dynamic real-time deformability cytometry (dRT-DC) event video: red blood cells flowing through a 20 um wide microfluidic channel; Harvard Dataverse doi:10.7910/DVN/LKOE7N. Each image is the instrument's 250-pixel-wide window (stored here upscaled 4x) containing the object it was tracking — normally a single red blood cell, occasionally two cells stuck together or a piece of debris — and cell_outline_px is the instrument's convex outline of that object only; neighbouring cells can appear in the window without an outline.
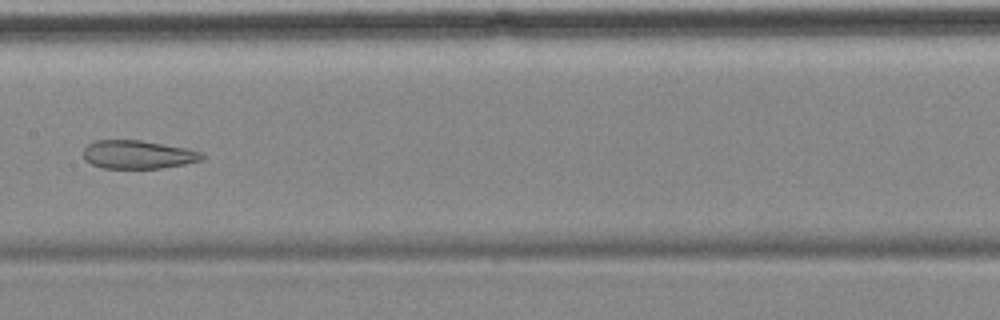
{"species": "common noctule bat (a hibernating species)", "species_latin": "Nyctalus noctula", "temperature_condition": "cold", "stored_images_in_passage": 12, "camera_frame_rate_fps": 3000, "um_per_image_px": 0.085, "animal": {"sex": "female", "body_mass_g": 18.4}, "frame": {"image": 1, "passage_image": 7, "time_ms": 9.0, "image_size_px": [1000, 320], "cell_outline_px": [[204, 156], [200, 160], [184, 164], [160, 168], [100, 168], [84, 160], [84, 148], [88, 144], [96, 140], [140, 140], [188, 148], [200, 152]], "centroid_in_image_um": [11.69, 13.13], "position_along_channel_um": 195.7, "area_um2": 19.54}}
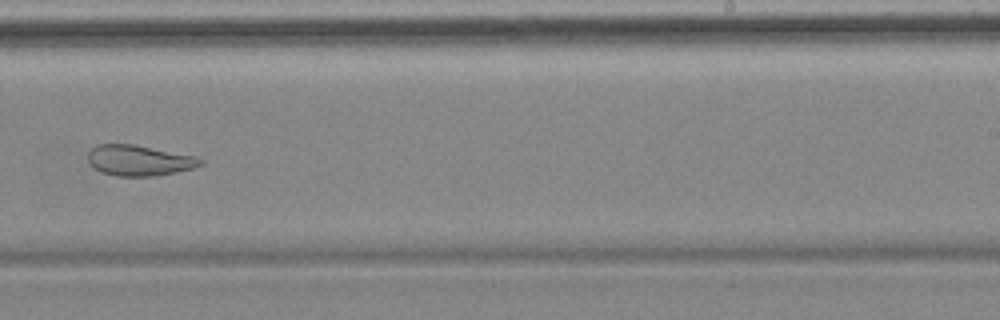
{"frame": {"image": 2, "passage_image": 9, "time_ms": 11.333, "image_size_px": [1000, 320], "cell_outline_px": [[204, 164], [192, 168], [176, 172], [156, 176], [116, 176], [100, 172], [88, 164], [88, 152], [96, 144], [132, 144], [196, 156], [204, 160]], "centroid_in_image_um": [11.81, 13.64], "position_along_channel_um": 277.2, "area_um2": 20.23}, "authors_computed_cell_mechanics": {"area_um2": 24.4783, "velocity_mm_per_s": 3.5119, "shape_relaxation_time_tau1_ms": null, "shape_relaxation_time_tau2_ms": 2.5941, "deformation_change_tau1": null, "deformation_change_tau2": 0.0844}}